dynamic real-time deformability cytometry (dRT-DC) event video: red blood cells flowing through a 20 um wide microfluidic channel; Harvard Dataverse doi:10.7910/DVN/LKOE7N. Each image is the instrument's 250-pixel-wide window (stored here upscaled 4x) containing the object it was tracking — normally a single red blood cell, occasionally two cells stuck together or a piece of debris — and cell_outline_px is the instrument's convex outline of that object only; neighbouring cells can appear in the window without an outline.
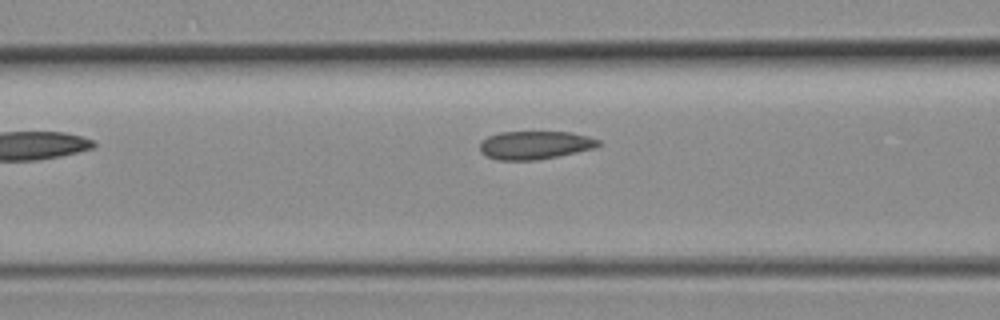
{"species": "common noctule bat (a hibernating species)", "species_latin": "Nyctalus noctula", "temperature_condition": "room temperature", "stored_images_in_passage": 13, "camera_frame_rate_fps": 3000, "um_per_image_px": 0.085, "animal": {"sex": "female", "body_mass_g": 19.3, "forearm_length_mm": 54.1}, "frame": {"image": 1, "passage_image": 6, "time_ms": 1.667, "image_size_px": [1000, 320], "cell_outline_px": [[600, 144], [596, 148], [536, 160], [496, 160], [484, 156], [480, 152], [480, 140], [488, 136], [500, 132], [572, 132], [588, 136], [600, 140]], "centroid_in_image_um": [45.43, 12.33], "position_along_channel_um": 121.2, "area_um2": 19.65}}